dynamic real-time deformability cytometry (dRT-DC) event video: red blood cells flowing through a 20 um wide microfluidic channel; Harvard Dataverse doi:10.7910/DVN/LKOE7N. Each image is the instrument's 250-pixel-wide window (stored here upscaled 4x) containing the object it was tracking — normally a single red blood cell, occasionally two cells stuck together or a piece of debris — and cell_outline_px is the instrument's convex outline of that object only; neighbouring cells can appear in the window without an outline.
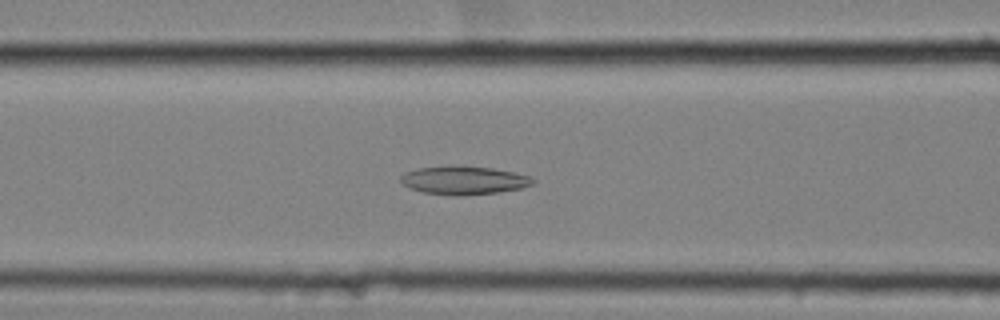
{"species": "common noctule bat (a hibernating species)", "species_latin": "Nyctalus noctula", "temperature_condition": "cold", "stored_images_in_passage": 46, "camera_frame_rate_fps": 3000, "um_per_image_px": 0.085, "animal": {"sex": "female", "body_mass_g": 25.1}, "frame": {"image": 1, "passage_image": 12, "time_ms": 3.667, "image_size_px": [1000, 320], "cell_outline_px": [[536, 184], [520, 188], [500, 192], [460, 196], [456, 196], [424, 192], [412, 188], [404, 184], [400, 180], [400, 176], [416, 168], [492, 168], [532, 176], [536, 180]], "centroid_in_image_um": [39.52, 15.37], "position_along_channel_um": 127.1, "area_um2": 21.04}}
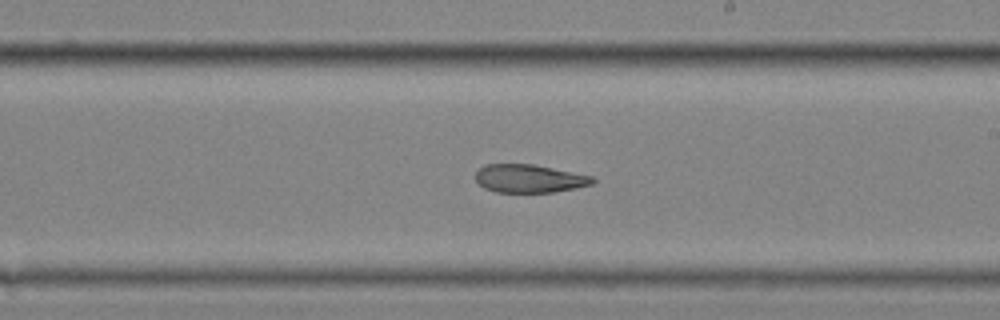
{"frame": {"image": 2, "passage_image": 22, "time_ms": 7.0, "image_size_px": [1000, 320], "cell_outline_px": [[596, 180], [592, 184], [576, 188], [552, 192], [496, 192], [484, 188], [476, 180], [476, 172], [484, 164], [532, 164], [592, 176]], "centroid_in_image_um": [44.98, 15.18], "position_along_channel_um": 244.0, "area_um2": 19.07}}
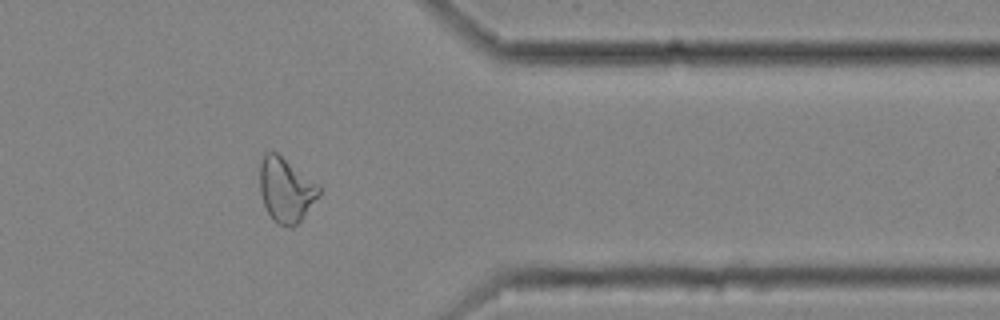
{"frame": {"image": 3, "passage_image": 35, "time_ms": 11.333, "image_size_px": [1000, 320], "cell_outline_px": [[320, 196], [300, 220], [292, 228], [276, 224], [272, 220], [264, 204], [260, 192], [260, 160], [264, 152], [276, 152], [320, 184]], "centroid_in_image_um": [24.31, 16.14], "position_along_channel_um": 387.1, "area_um2": 22.43}, "authors_computed_cell_mechanics": {"area_um2": 21.6461, "velocity_mm_per_s": 3.5202, "shape_relaxation_time_tau1_ms": null, "shape_relaxation_time_tau2_ms": 8.0754, "deformation_change_tau1": null, "deformation_change_tau2": 0.1721}}